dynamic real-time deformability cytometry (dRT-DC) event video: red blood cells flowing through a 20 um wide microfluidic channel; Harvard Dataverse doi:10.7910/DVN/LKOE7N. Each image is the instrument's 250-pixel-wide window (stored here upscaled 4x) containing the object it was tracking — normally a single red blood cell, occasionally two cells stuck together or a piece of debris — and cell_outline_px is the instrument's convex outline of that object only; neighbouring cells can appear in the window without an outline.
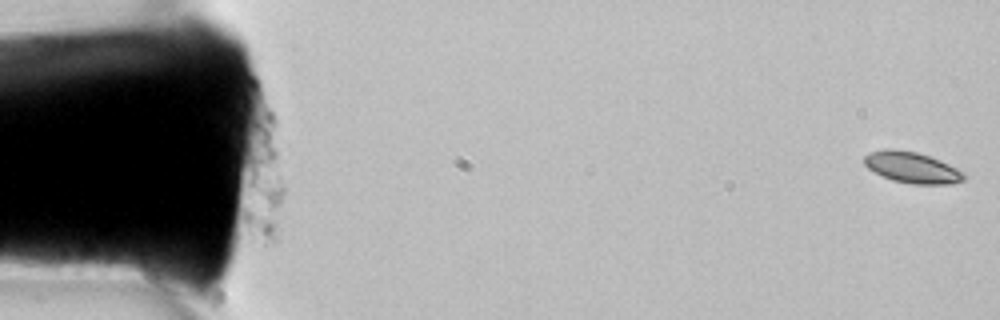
{"species": "common noctule bat (a hibernating species)", "species_latin": "Nyctalus noctula", "temperature_condition": "room temperature", "stored_images_in_passage": 7, "camera_frame_rate_fps": 3000, "um_per_image_px": 0.085, "animal": {"sex": "female", "body_mass_g": 22.7, "forearm_length_mm": 54.2}, "frame": {"image": 1, "passage_image": 1, "time_ms": 0.0, "image_size_px": [1000, 320], "cell_outline_px": [[964, 180], [952, 184], [912, 184], [892, 180], [868, 168], [864, 164], [864, 156], [868, 152], [884, 148], [896, 148], [916, 152], [940, 160], [964, 172]], "centroid_in_image_um": [77.5, 14.22], "position_along_channel_um": 7.5, "area_um2": 18.09}}